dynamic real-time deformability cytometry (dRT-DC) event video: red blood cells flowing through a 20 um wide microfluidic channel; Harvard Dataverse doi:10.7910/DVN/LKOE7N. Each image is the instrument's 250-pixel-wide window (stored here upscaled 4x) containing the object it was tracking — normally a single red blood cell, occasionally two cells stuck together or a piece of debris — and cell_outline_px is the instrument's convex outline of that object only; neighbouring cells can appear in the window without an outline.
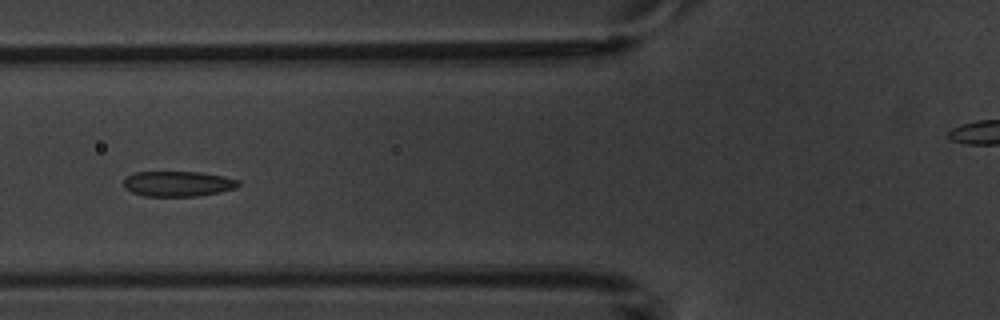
{"species": "common noctule bat (a hibernating species)", "species_latin": "Nyctalus noctula", "temperature_condition": "warm", "stored_images_in_passage": 6, "camera_frame_rate_fps": 3000, "um_per_image_px": 0.085, "animal": {"sex": "male", "body_mass_g": 20.1, "forearm_length_mm": 53.5}, "frame": {"image": 1, "passage_image": 6, "time_ms": 6.0, "image_size_px": [1000, 320], "cell_outline_px": [[240, 184], [236, 188], [220, 192], [196, 196], [144, 196], [132, 192], [124, 188], [124, 180], [128, 176], [136, 172], [200, 172], [224, 176], [240, 180]], "centroid_in_image_um": [15.15, 15.62], "position_along_channel_um": 110.6, "area_um2": 16.94}}